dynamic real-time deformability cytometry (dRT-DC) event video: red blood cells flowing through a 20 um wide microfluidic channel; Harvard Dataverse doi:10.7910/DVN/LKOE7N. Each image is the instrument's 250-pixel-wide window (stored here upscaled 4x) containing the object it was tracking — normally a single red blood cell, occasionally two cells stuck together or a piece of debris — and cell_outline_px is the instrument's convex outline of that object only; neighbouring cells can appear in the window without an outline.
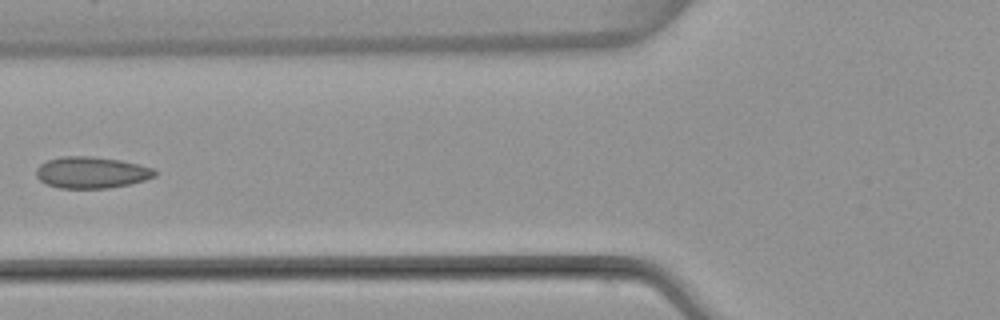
{"species": "common noctule bat (a hibernating species)", "species_latin": "Nyctalus noctula", "temperature_condition": "warm", "stored_images_in_passage": 7, "camera_frame_rate_fps": 3000, "um_per_image_px": 0.085, "animal": {"sex": "female", "body_mass_g": 22.7, "forearm_length_mm": 54.2}, "frame": {"image": 1, "passage_image": 6, "time_ms": 6.0, "image_size_px": [1000, 320], "cell_outline_px": [[156, 176], [144, 180], [128, 184], [108, 188], [60, 188], [44, 184], [36, 176], [36, 168], [40, 164], [48, 160], [60, 156], [92, 156], [120, 160], [156, 168]], "centroid_in_image_um": [7.76, 14.65], "position_along_channel_um": 118.0, "area_um2": 21.91}}
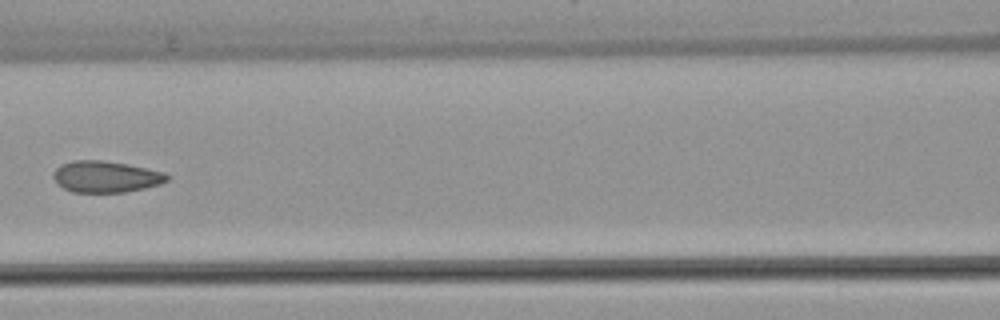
{"frame": {"image": 2, "passage_image": 7, "time_ms": 7.0, "image_size_px": [1000, 320], "cell_outline_px": [[168, 180], [160, 184], [144, 188], [124, 192], [72, 192], [64, 188], [52, 176], [52, 172], [60, 164], [72, 160], [104, 160], [128, 164], [164, 172], [168, 176]], "centroid_in_image_um": [8.97, 15.0], "position_along_channel_um": 157.6, "area_um2": 20.81}}